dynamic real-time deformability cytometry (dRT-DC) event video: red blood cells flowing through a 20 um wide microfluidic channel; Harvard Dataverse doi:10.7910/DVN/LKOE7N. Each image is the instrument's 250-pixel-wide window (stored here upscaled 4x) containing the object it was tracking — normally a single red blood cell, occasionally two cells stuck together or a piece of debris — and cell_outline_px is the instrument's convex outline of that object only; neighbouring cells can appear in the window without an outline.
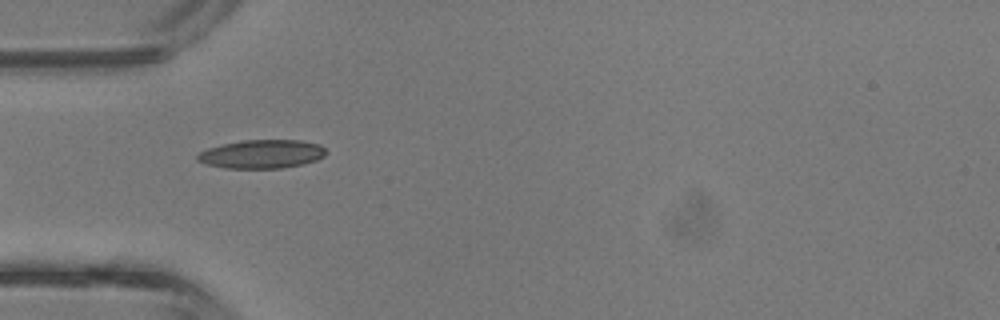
{"species": "common noctule bat (a hibernating species)", "species_latin": "Nyctalus noctula", "temperature_condition": "room temperature", "stored_images_in_passage": 4, "camera_frame_rate_fps": 3000, "um_per_image_px": 0.085, "animal": {"sex": "male", "body_mass_g": 13.3}, "frame": {"image": 1, "passage_image": 4, "time_ms": 1.0, "image_size_px": [1000, 320], "cell_outline_px": [[328, 152], [324, 156], [316, 160], [304, 164], [284, 168], [224, 168], [208, 164], [196, 160], [196, 156], [200, 152], [208, 148], [224, 144], [244, 140], [300, 140], [320, 144]], "centroid_in_image_um": [22.29, 13.1], "position_along_channel_um": 62.7, "area_um2": 21.44}}